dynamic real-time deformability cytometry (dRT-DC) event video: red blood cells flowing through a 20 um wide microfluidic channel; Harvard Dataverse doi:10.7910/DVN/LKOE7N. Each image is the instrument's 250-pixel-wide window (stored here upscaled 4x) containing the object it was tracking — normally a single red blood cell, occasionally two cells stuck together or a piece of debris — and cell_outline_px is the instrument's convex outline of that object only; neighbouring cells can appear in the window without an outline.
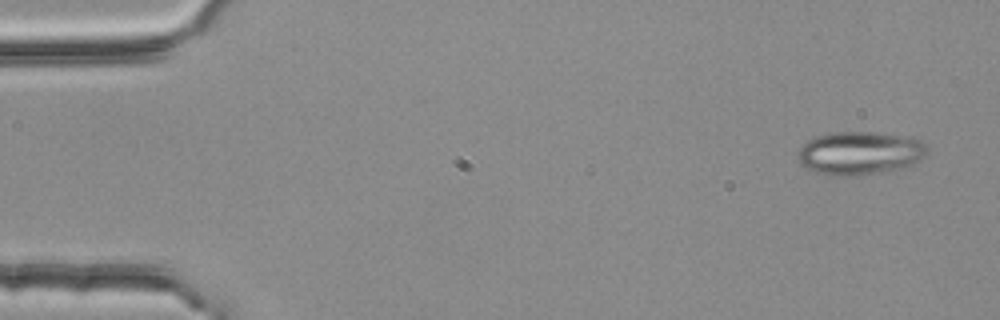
{"species": "common noctule bat (a hibernating species)", "species_latin": "Nyctalus noctula", "temperature_condition": "room temperature", "stored_images_in_passage": 5, "segment_of_instrument_passage": [1, 2], "camera_frame_rate_fps": 3000, "um_per_image_px": 0.085, "animal": {"sex": "female", "body_mass_g": 25.1}, "frame": {"image": 1, "passage_image": 1, "time_ms": 0.0, "image_size_px": [1000, 320], "cell_outline_px": [[928, 148], [924, 156], [920, 160], [904, 168], [892, 172], [852, 176], [832, 176], [816, 172], [804, 168], [800, 164], [796, 152], [808, 140], [816, 136], [832, 132], [868, 132], [896, 136], [920, 140]], "centroid_in_image_um": [73.04, 13.05], "position_along_channel_um": 12.0, "area_um2": 32.77}}